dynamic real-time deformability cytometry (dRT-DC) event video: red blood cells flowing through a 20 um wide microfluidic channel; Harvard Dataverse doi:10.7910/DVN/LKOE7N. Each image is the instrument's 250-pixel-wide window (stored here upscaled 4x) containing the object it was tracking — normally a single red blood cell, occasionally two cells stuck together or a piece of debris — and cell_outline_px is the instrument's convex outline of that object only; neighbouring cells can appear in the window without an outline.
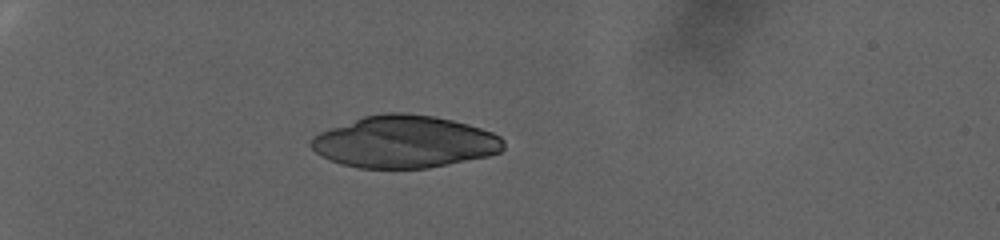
{"species": "human", "species_latin": "Homo sapiens", "temperature_condition": "warm", "stored_images_in_passage": 61, "camera_frame_rate_fps": 3000, "um_per_image_px": 0.085, "donor": {"sex": "female"}, "frame": {"image": 1, "passage_image": 1, "time_ms": 0.0, "image_size_px": [1000, 240], "cell_outline_px": [[504, 148], [500, 152], [488, 156], [428, 168], [360, 168], [340, 164], [320, 156], [308, 144], [312, 136], [320, 132], [364, 116], [384, 112], [404, 112], [436, 116], [468, 124], [492, 132], [500, 136], [504, 140]], "centroid_in_image_um": [34.37, 12.05], "position_along_channel_um": 50.6, "area_um2": 58.67}}